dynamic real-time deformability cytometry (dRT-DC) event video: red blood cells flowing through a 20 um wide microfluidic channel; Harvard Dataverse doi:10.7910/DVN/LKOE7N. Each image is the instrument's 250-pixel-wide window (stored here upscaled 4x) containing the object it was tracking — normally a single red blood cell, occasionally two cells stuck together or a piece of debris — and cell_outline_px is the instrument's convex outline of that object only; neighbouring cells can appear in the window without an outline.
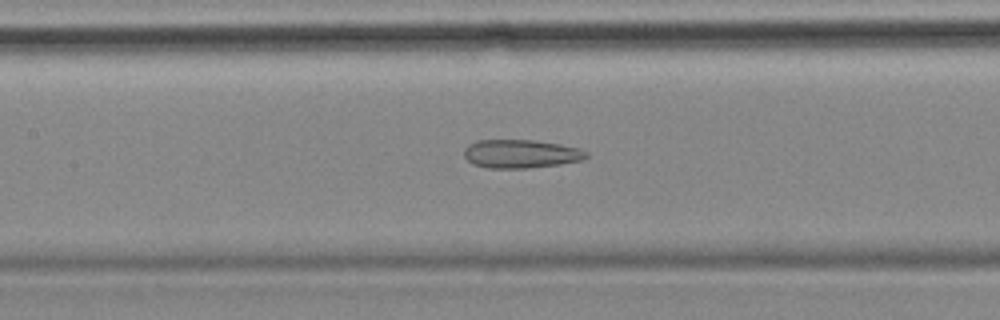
{"species": "common noctule bat (a hibernating species)", "species_latin": "Nyctalus noctula", "temperature_condition": "cold", "stored_images_in_passage": 46, "camera_frame_rate_fps": 3000, "um_per_image_px": 0.085, "animal": {"sex": "female", "body_mass_g": 18.4}, "frame": {"image": 1, "passage_image": 25, "time_ms": 8.0, "image_size_px": [1000, 320], "cell_outline_px": [[588, 156], [584, 160], [560, 164], [528, 168], [484, 168], [472, 164], [464, 156], [464, 148], [468, 144], [476, 140], [536, 140], [560, 144], [580, 148], [588, 152]], "centroid_in_image_um": [44.27, 13.07], "position_along_channel_um": 163.1, "area_um2": 20.58}}
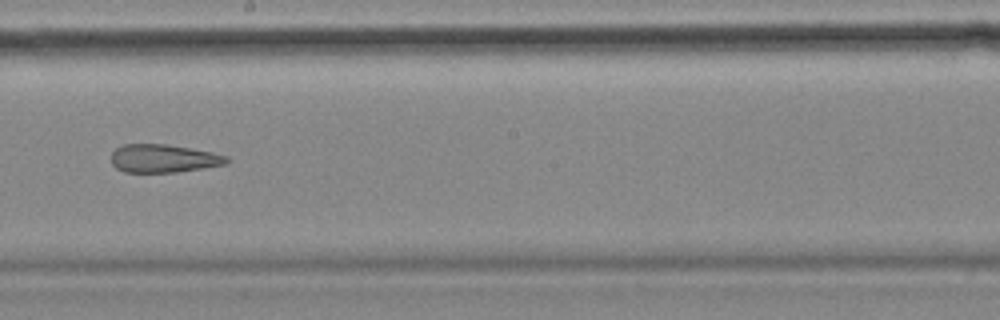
{"frame": {"image": 2, "passage_image": 31, "time_ms": 10.0, "image_size_px": [1000, 320], "cell_outline_px": [[228, 164], [204, 168], [176, 172], [124, 172], [116, 168], [112, 164], [112, 152], [116, 148], [124, 144], [164, 144], [192, 148], [212, 152], [228, 156]], "centroid_in_image_um": [13.91, 13.47], "position_along_channel_um": 234.3, "area_um2": 19.02}}
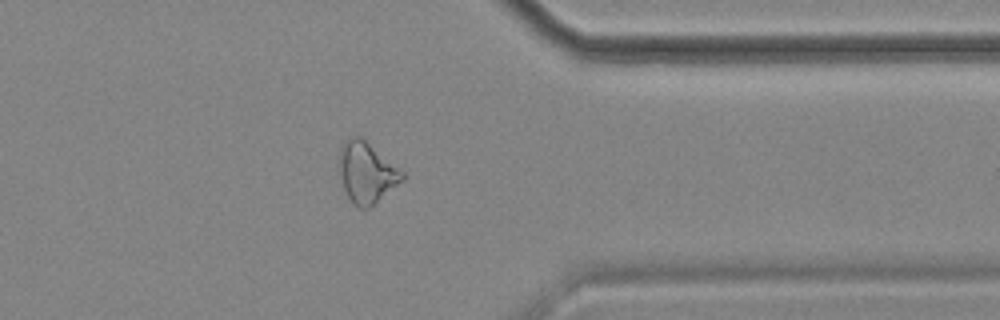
{"frame": {"image": 3, "passage_image": 44, "time_ms": 14.333, "image_size_px": [1000, 320], "cell_outline_px": [[404, 180], [368, 208], [360, 208], [348, 196], [336, 172], [336, 164], [340, 148], [352, 136], [360, 136], [400, 168], [404, 172]], "centroid_in_image_um": [31.12, 14.64], "position_along_channel_um": 380.3, "area_um2": 22.43}}